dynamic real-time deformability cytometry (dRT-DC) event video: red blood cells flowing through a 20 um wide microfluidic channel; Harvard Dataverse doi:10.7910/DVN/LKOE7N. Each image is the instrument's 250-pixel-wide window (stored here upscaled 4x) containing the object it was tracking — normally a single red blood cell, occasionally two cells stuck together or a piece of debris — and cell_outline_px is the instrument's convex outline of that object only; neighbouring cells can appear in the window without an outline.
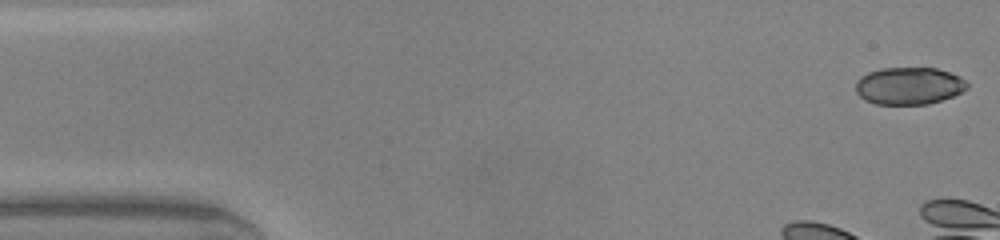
{"species": "common noctule bat (a hibernating species)", "species_latin": "Nyctalus noctula", "temperature_condition": "warm", "stored_images_in_passage": 9, "camera_frame_rate_fps": 3000, "um_per_image_px": 0.085, "animal": {"sex": "male", "body_mass_g": 20.0, "forearm_length_mm": 53.3}, "frame": {"image": 1, "passage_image": 1, "time_ms": 0.0, "image_size_px": [1000, 240], "cell_outline_px": [[968, 88], [952, 96], [928, 104], [876, 104], [864, 100], [856, 92], [856, 80], [860, 76], [868, 72], [880, 68], [936, 68], [960, 76], [968, 84]], "centroid_in_image_um": [77.23, 7.29], "position_along_channel_um": 7.8, "area_um2": 24.22}}